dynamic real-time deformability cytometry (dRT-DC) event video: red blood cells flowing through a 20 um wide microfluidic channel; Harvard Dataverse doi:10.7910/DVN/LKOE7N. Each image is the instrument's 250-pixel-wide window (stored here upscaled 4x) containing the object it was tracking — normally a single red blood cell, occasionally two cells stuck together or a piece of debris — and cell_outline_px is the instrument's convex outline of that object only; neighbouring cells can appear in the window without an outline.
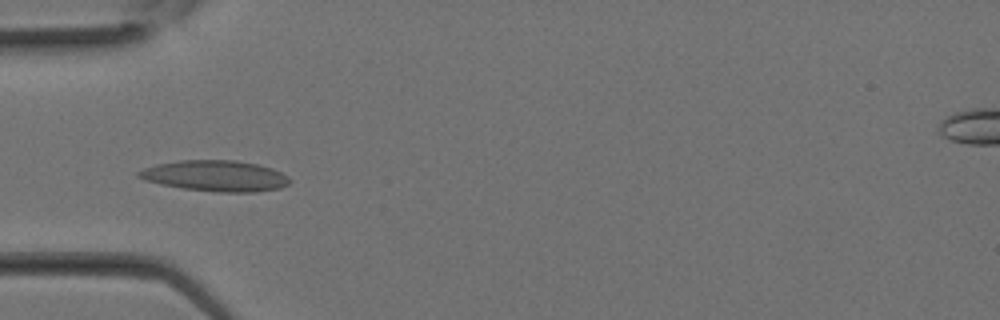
{"species": "Egyptian fruit bat (a non-hibernating species)", "species_latin": "Rousettus aegyptiacus", "temperature_condition": "room temperature", "stored_images_in_passage": 16, "camera_frame_rate_fps": 3000, "um_per_image_px": 0.085, "animal": {"sex": "female"}, "frame": {"image": 1, "passage_image": 9, "time_ms": 2.667, "image_size_px": [1000, 320], "cell_outline_px": [[292, 180], [288, 184], [280, 188], [256, 192], [220, 192], [184, 188], [160, 184], [144, 180], [136, 176], [136, 172], [144, 168], [156, 164], [180, 160], [236, 160], [256, 164], [272, 168], [288, 176]], "centroid_in_image_um": [18.3, 14.94], "position_along_channel_um": 66.7, "area_um2": 27.22}}
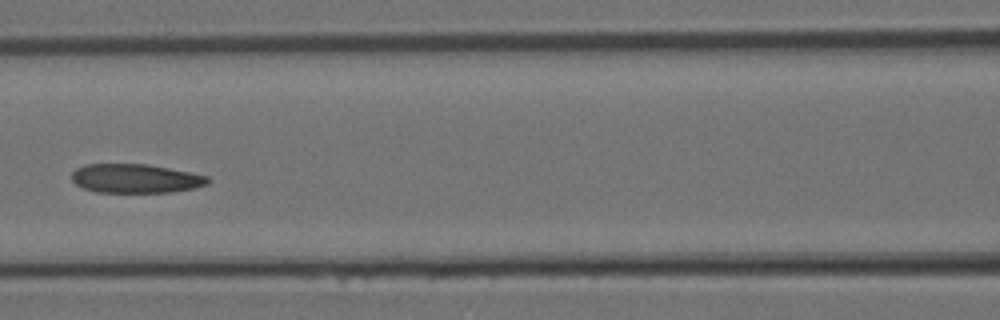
{"frame": {"image": 2, "passage_image": 13, "time_ms": 4.0, "image_size_px": [1000, 320], "cell_outline_px": [[212, 180], [208, 184], [196, 188], [172, 192], [96, 192], [84, 188], [76, 184], [72, 180], [72, 172], [76, 168], [84, 164], [148, 164], [208, 176]], "centroid_in_image_um": [11.54, 15.17], "position_along_channel_um": 155.1, "area_um2": 23.06}}
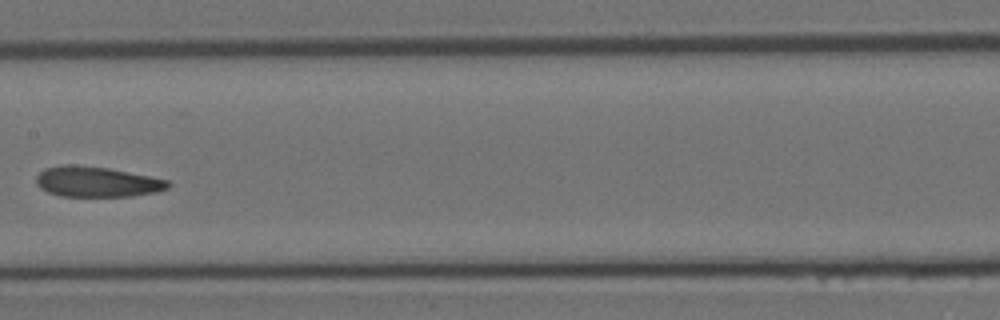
{"frame": {"image": 3, "passage_image": 15, "time_ms": 4.667, "image_size_px": [1000, 320], "cell_outline_px": [[172, 184], [168, 188], [156, 192], [132, 196], [60, 196], [48, 192], [40, 188], [36, 184], [36, 176], [44, 168], [60, 164], [72, 164], [108, 168], [168, 180]], "centroid_in_image_um": [8.2, 15.45], "position_along_channel_um": 199.2, "area_um2": 23.41}}